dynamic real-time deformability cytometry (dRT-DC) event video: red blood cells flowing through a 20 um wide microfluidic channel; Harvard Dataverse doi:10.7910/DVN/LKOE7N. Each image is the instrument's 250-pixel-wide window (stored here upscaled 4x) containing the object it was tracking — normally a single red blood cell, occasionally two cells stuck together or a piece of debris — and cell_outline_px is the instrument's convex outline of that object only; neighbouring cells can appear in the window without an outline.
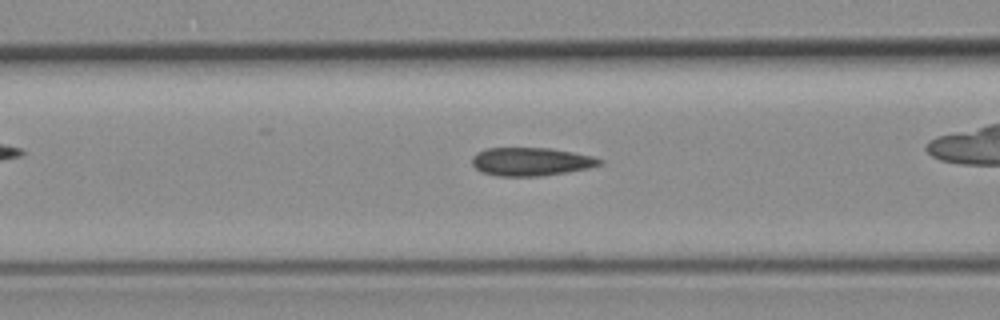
{"species": "common noctule bat (a hibernating species)", "species_latin": "Nyctalus noctula", "temperature_condition": "room temperature", "stored_images_in_passage": 52, "camera_frame_rate_fps": 3000, "um_per_image_px": 0.085, "animal": {"sex": "female", "body_mass_g": 19.3, "forearm_length_mm": 54.1}, "frame": {"image": 1, "passage_image": 18, "time_ms": 5.667, "image_size_px": [1000, 320], "cell_outline_px": [[604, 164], [592, 168], [568, 172], [540, 176], [496, 176], [480, 172], [472, 164], [472, 156], [476, 152], [484, 148], [548, 148], [572, 152], [592, 156], [604, 160]], "centroid_in_image_um": [45.14, 13.74], "position_along_channel_um": 121.5, "area_um2": 21.33}}
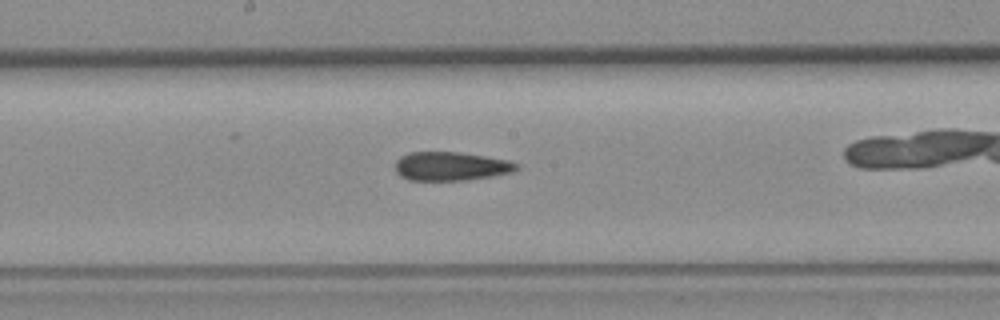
{"frame": {"image": 2, "passage_image": 25, "time_ms": 8.0, "image_size_px": [1000, 320], "cell_outline_px": [[520, 168], [512, 172], [492, 176], [468, 180], [408, 180], [400, 176], [396, 172], [396, 160], [400, 156], [408, 152], [456, 152], [484, 156], [508, 160], [520, 164]], "centroid_in_image_um": [38.33, 14.13], "position_along_channel_um": 209.9, "area_um2": 20.4}}
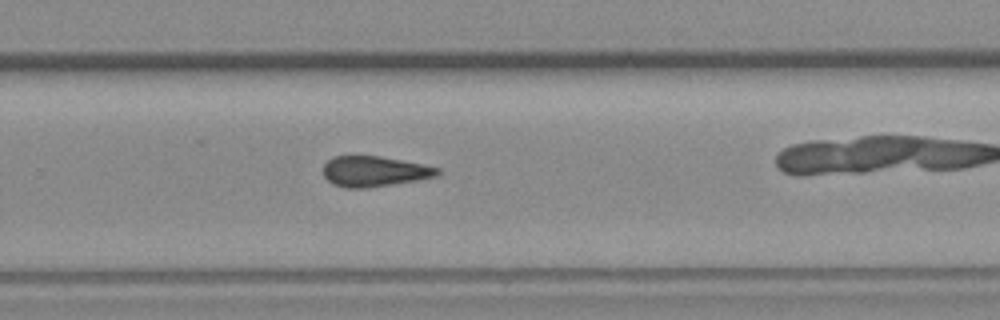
{"frame": {"image": 3, "passage_image": 32, "time_ms": 10.333, "image_size_px": [1000, 320], "cell_outline_px": [[440, 176], [420, 180], [368, 188], [344, 188], [332, 184], [324, 176], [324, 164], [332, 156], [380, 156], [440, 168]], "centroid_in_image_um": [31.83, 14.58], "position_along_channel_um": 298.0, "area_um2": 20.4}, "authors_computed_cell_mechanics": {"area_um2": 20.6924, "velocity_mm_per_s": 3.7938, "shape_relaxation_time_tau1_ms": null, "shape_relaxation_time_tau2_ms": 7.9163, "deformation_change_tau1": null, "deformation_change_tau2": 0.1272}}